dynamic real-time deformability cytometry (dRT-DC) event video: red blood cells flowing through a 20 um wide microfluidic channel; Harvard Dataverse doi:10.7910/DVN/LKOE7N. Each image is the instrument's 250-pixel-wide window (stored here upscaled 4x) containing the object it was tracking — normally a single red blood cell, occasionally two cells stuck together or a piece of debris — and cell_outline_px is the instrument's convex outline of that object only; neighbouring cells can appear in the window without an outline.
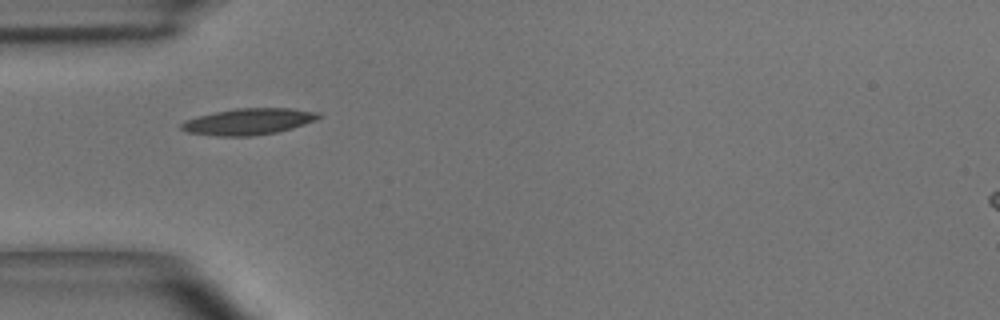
{"species": "common noctule bat (a hibernating species)", "species_latin": "Nyctalus noctula", "temperature_condition": "room temperature", "stored_images_in_passage": 19, "camera_frame_rate_fps": 3000, "um_per_image_px": 0.085, "animal": {"sex": "male", "body_mass_g": 15.6}, "frame": {"image": 1, "passage_image": 1, "time_ms": 0.0, "image_size_px": [1000, 320], "cell_outline_px": [[320, 116], [316, 120], [292, 128], [276, 132], [252, 136], [216, 136], [188, 132], [180, 128], [180, 124], [184, 120], [216, 112], [236, 108], [292, 108], [320, 112]], "centroid_in_image_um": [21.14, 10.33], "position_along_channel_um": 63.9, "area_um2": 20.98}}
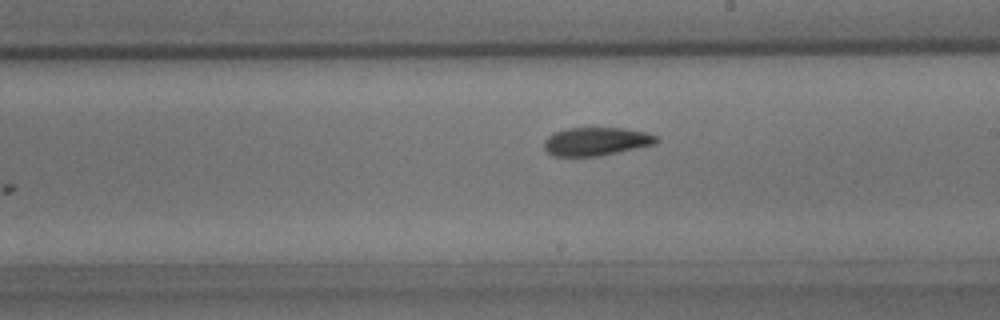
{"frame": {"image": 2, "passage_image": 14, "time_ms": 4.333, "image_size_px": [1000, 320], "cell_outline_px": [[660, 140], [656, 144], [600, 156], [552, 156], [544, 148], [544, 140], [552, 132], [568, 128], [624, 128], [644, 132], [656, 136]], "centroid_in_image_um": [50.66, 12.02], "position_along_channel_um": 238.3, "area_um2": 18.61}}